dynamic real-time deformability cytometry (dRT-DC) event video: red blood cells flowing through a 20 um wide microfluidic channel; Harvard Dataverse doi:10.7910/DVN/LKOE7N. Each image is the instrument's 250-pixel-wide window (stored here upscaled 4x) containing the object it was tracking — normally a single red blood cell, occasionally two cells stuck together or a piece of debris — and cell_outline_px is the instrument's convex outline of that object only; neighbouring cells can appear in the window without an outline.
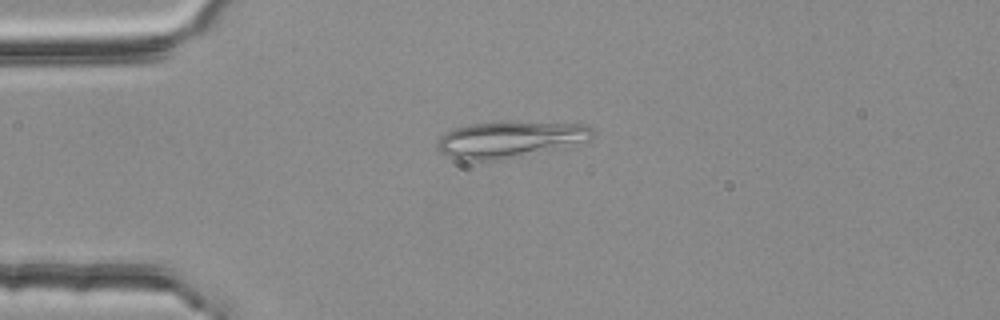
{"species": "common noctule bat (a hibernating species)", "species_latin": "Nyctalus noctula", "temperature_condition": "room temperature", "stored_images_in_passage": 1, "camera_frame_rate_fps": 3000, "um_per_image_px": 0.085, "animal": {"sex": "female", "body_mass_g": 25.1}, "frame": {"image": 1, "passage_image": 1, "time_ms": 0.0, "image_size_px": [1000, 320], "cell_outline_px": [[596, 132], [588, 140], [512, 156], [492, 160], [464, 160], [440, 152], [436, 144], [436, 140], [444, 132], [468, 124], [584, 124], [592, 128]], "centroid_in_image_um": [43.21, 11.85], "position_along_channel_um": 41.8, "area_um2": 30.63}}